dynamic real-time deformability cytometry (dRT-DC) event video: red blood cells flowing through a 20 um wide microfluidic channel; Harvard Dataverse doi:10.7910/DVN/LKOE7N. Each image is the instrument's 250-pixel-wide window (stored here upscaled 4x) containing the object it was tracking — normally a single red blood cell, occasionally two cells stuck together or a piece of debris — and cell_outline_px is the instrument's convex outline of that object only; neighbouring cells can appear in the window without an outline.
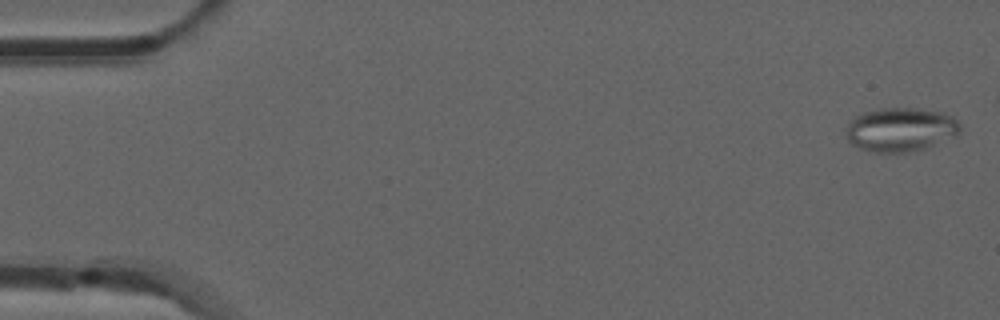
{"species": "common noctule bat (a hibernating species)", "species_latin": "Nyctalus noctula", "temperature_condition": "room temperature", "stored_images_in_passage": 27, "segment_of_instrument_passage": [1, 2], "camera_frame_rate_fps": 3000, "um_per_image_px": 0.085, "animal": {"sex": "male", "forearm_length_mm": 52.5}, "frame": {"image": 1, "passage_image": 1, "time_ms": 0.0, "image_size_px": [1000, 320], "cell_outline_px": [[960, 132], [956, 136], [916, 152], [868, 152], [852, 144], [844, 136], [844, 132], [848, 124], [856, 116], [864, 112], [880, 108], [920, 108], [944, 112], [952, 116], [960, 124]], "centroid_in_image_um": [76.55, 11.02], "position_along_channel_um": 8.4, "area_um2": 29.65}}